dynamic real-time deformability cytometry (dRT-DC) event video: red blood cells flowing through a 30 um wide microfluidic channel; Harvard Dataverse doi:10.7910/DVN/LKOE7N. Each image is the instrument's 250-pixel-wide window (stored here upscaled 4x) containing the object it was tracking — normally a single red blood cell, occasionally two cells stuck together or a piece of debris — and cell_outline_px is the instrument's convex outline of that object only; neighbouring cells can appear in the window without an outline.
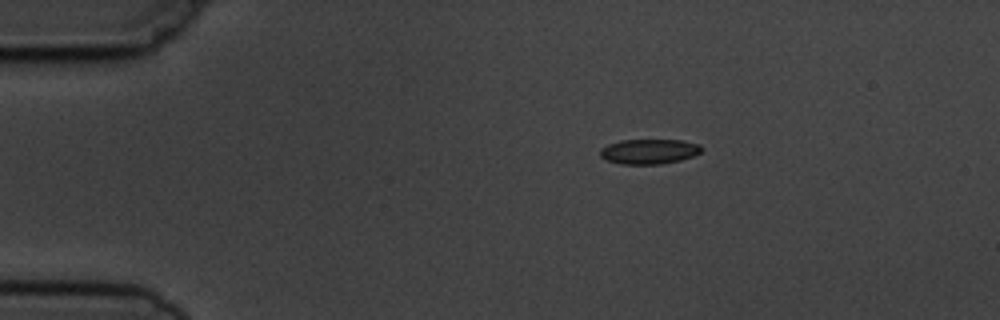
{"species": "common noctule bat (a hibernating species)", "species_latin": "Nyctalus noctula", "temperature_condition": "cold", "stored_images_in_passage": 4, "camera_frame_rate_fps": 3000, "um_per_image_px": 0.085, "animal": {"sex": "male", "body_mass_g": 19.5, "forearm_length_mm": 54.6}, "frame": {"image": 1, "passage_image": 3, "time_ms": 2.333, "image_size_px": [1000, 320], "cell_outline_px": [[704, 148], [700, 152], [692, 156], [680, 160], [660, 164], [620, 164], [608, 160], [600, 156], [600, 148], [608, 144], [620, 140], [680, 140], [700, 144]], "centroid_in_image_um": [55.17, 12.87], "position_along_channel_um": 29.8, "area_um2": 14.74}}